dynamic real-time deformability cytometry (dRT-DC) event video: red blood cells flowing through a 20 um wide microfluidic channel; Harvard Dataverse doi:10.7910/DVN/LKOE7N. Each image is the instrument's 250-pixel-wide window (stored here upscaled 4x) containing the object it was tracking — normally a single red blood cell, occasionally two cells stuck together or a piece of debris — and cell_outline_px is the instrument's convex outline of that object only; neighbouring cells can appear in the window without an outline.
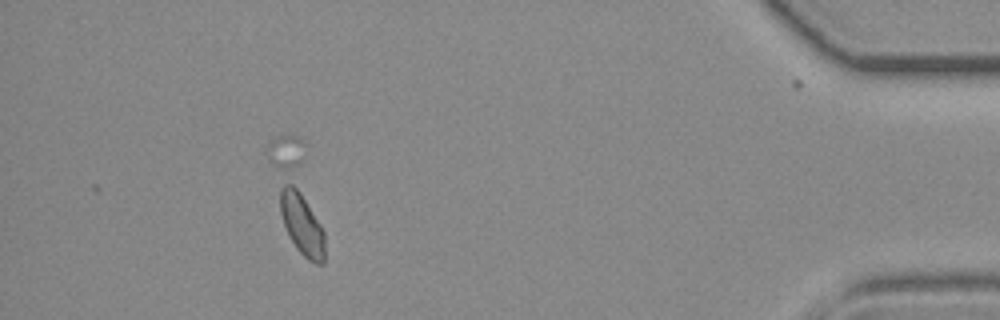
{"species": "common noctule bat (a hibernating species)", "species_latin": "Nyctalus noctula", "temperature_condition": "room temperature", "stored_images_in_passage": 42, "segment_of_instrument_passage": [3, 3], "camera_frame_rate_fps": 3000, "um_per_image_px": 0.085, "animal": {"sex": "female", "body_mass_g": 19.3, "forearm_length_mm": 54.1}, "frame": {"image": 1, "passage_image": 38, "time_ms": 12.333, "image_size_px": [1000, 320], "cell_outline_px": [[324, 264], [316, 264], [308, 260], [296, 248], [288, 236], [280, 212], [280, 188], [284, 184], [292, 184], [300, 192], [320, 224], [324, 232]], "centroid_in_image_um": [25.65, 19.09], "position_along_channel_um": 409.5, "area_um2": 15.84}}